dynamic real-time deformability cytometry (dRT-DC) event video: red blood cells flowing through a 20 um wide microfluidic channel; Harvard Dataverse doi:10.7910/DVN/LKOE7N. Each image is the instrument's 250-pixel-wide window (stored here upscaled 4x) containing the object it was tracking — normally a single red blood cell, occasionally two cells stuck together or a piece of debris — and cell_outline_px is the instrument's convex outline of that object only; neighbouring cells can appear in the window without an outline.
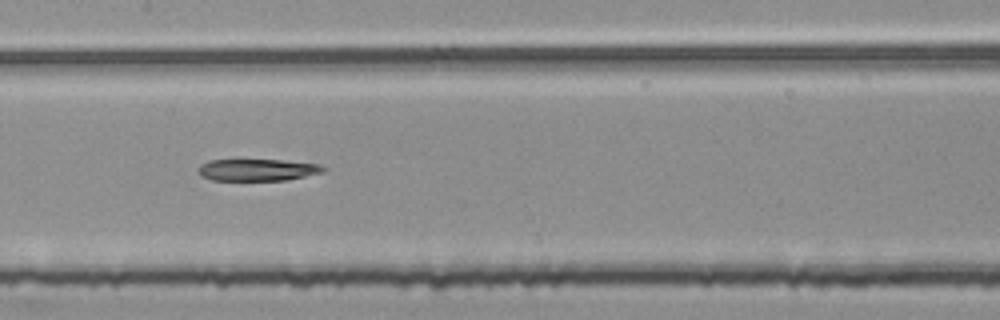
{"species": "common noctule bat (a hibernating species)", "species_latin": "Nyctalus noctula", "temperature_condition": "room temperature", "stored_images_in_passage": 54, "segment_of_instrument_passage": [2, 2], "camera_frame_rate_fps": 3000, "um_per_image_px": 0.085, "animal": {"sex": "female", "body_mass_g": 25.1}, "frame": {"image": 1, "passage_image": 27, "time_ms": 8.667, "image_size_px": [1000, 320], "cell_outline_px": [[328, 168], [324, 172], [284, 180], [212, 180], [200, 176], [196, 172], [196, 168], [200, 164], [208, 160], [280, 160], [320, 164]], "centroid_in_image_um": [21.83, 14.43], "position_along_channel_um": 185.6, "area_um2": 16.07}}
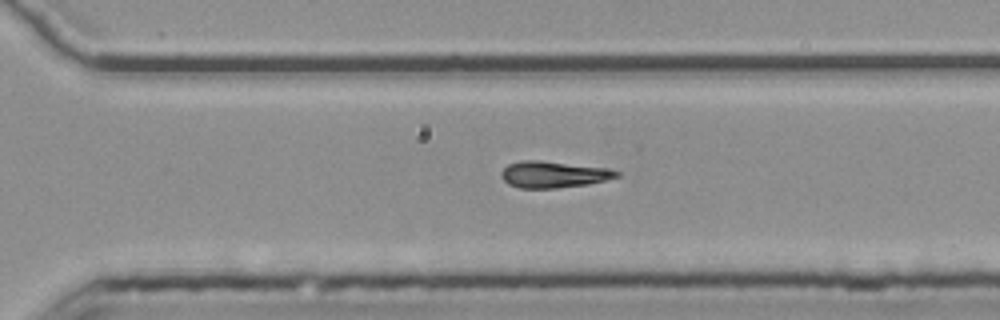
{"frame": {"image": 2, "passage_image": 38, "time_ms": 12.333, "image_size_px": [1000, 320], "cell_outline_px": [[620, 176], [588, 184], [556, 188], [520, 188], [508, 184], [500, 176], [500, 172], [508, 164], [520, 160], [540, 160], [612, 168], [620, 172]], "centroid_in_image_um": [47.05, 14.81], "position_along_channel_um": 323.5, "area_um2": 18.03}}
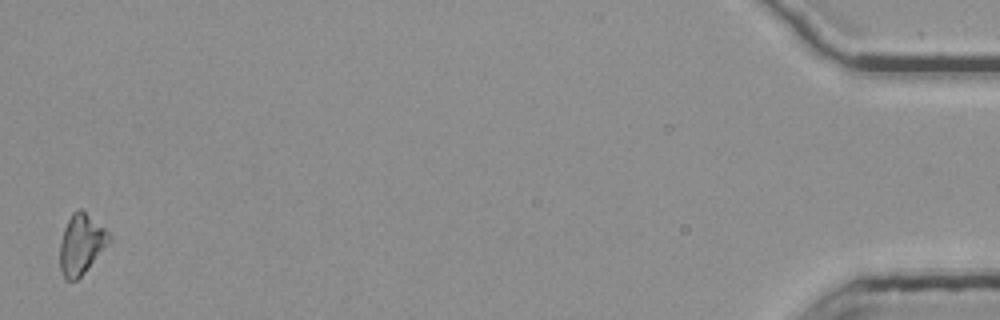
{"frame": {"image": 3, "passage_image": 54, "time_ms": 17.667, "image_size_px": [1000, 320], "cell_outline_px": [[112, 240], [84, 272], [76, 280], [64, 280], [60, 268], [60, 244], [64, 228], [72, 212], [76, 208], [80, 208], [104, 228], [112, 236]], "centroid_in_image_um": [6.9, 20.75], "position_along_channel_um": 428.3, "area_um2": 17.11}}